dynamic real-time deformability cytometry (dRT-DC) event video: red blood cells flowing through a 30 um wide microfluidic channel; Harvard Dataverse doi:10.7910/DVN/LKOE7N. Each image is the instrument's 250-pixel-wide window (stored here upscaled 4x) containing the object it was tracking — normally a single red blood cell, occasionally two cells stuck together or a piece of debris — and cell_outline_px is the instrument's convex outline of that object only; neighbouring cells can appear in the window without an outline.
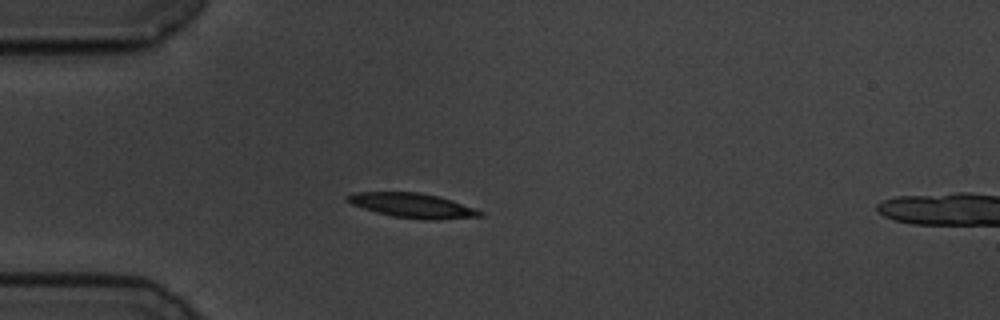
{"species": "common noctule bat (a hibernating species)", "species_latin": "Nyctalus noctula", "temperature_condition": "cold", "stored_images_in_passage": 43, "camera_frame_rate_fps": 3000, "um_per_image_px": 0.085, "animal": {"sex": "male", "body_mass_g": 19.5, "forearm_length_mm": 54.6}, "frame": {"image": 1, "passage_image": 1, "time_ms": 0.0, "image_size_px": [1000, 320], "cell_outline_px": [[484, 216], [432, 220], [424, 220], [392, 216], [376, 212], [352, 204], [344, 200], [348, 196], [356, 192], [420, 192], [440, 196], [452, 200], [484, 212]], "centroid_in_image_um": [35.09, 17.46], "position_along_channel_um": 49.9, "area_um2": 18.96}}
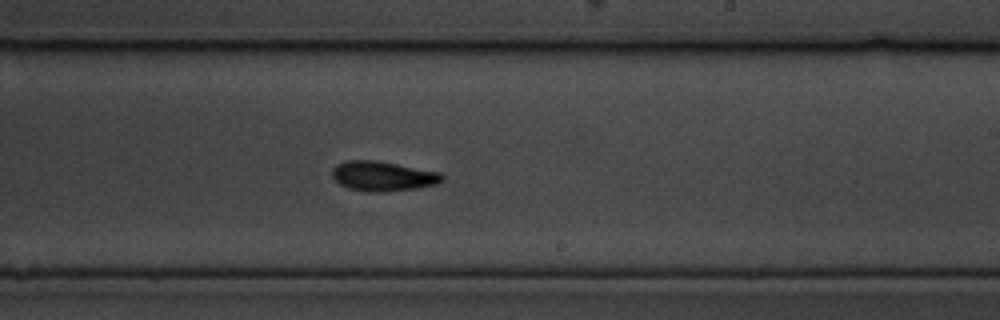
{"frame": {"image": 2, "passage_image": 20, "time_ms": 6.333, "image_size_px": [1000, 320], "cell_outline_px": [[444, 180], [436, 184], [416, 188], [380, 192], [368, 192], [348, 188], [340, 184], [332, 176], [332, 168], [336, 164], [344, 160], [376, 160], [440, 172], [444, 176]], "centroid_in_image_um": [32.52, 14.96], "position_along_channel_um": 256.5, "area_um2": 19.13}}
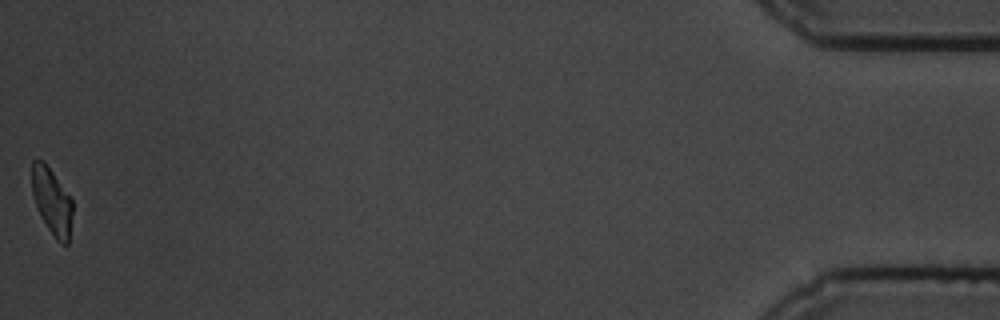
{"frame": {"image": 3, "passage_image": 43, "time_ms": 14.0, "image_size_px": [1000, 320], "cell_outline_px": [[72, 212], [68, 244], [60, 244], [56, 240], [48, 228], [36, 204], [32, 192], [32, 160], [44, 160], [72, 196]], "centroid_in_image_um": [4.44, 17.06], "position_along_channel_um": 430.8, "area_um2": 15.78}, "authors_computed_cell_mechanics": {"area_um2": 18.0914, "velocity_mm_per_s": 3.4729, "shape_relaxation_time_tau1_ms": 2.8606, "shape_relaxation_time_tau2_ms": 3.75, "deformation_change_tau1": 0.1177, "deformation_change_tau2": 0.0947}}